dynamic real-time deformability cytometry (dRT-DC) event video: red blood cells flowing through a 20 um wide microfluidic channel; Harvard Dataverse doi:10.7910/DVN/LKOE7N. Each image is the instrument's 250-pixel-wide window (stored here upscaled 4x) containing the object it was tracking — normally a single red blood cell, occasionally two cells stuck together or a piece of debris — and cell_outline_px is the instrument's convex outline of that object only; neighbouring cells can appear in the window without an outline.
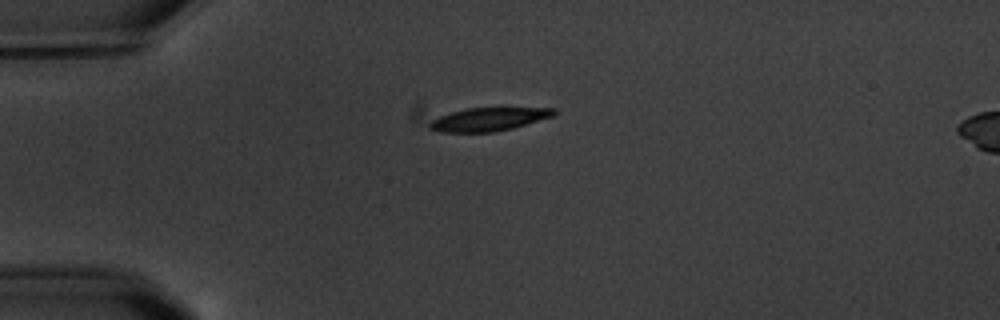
{"species": "common noctule bat (a hibernating species)", "species_latin": "Nyctalus noctula", "temperature_condition": "warm", "stored_images_in_passage": 2, "camera_frame_rate_fps": 3000, "um_per_image_px": 0.085, "animal": {"sex": "male", "body_mass_g": 20.1, "forearm_length_mm": 53.5}, "frame": {"image": 1, "passage_image": 1, "time_ms": 0.0, "image_size_px": [1000, 320], "cell_outline_px": [[556, 116], [512, 128], [492, 132], [440, 132], [428, 128], [428, 124], [432, 120], [440, 116], [464, 108], [556, 108]], "centroid_in_image_um": [41.55, 10.14], "position_along_channel_um": 43.4, "area_um2": 16.88}}